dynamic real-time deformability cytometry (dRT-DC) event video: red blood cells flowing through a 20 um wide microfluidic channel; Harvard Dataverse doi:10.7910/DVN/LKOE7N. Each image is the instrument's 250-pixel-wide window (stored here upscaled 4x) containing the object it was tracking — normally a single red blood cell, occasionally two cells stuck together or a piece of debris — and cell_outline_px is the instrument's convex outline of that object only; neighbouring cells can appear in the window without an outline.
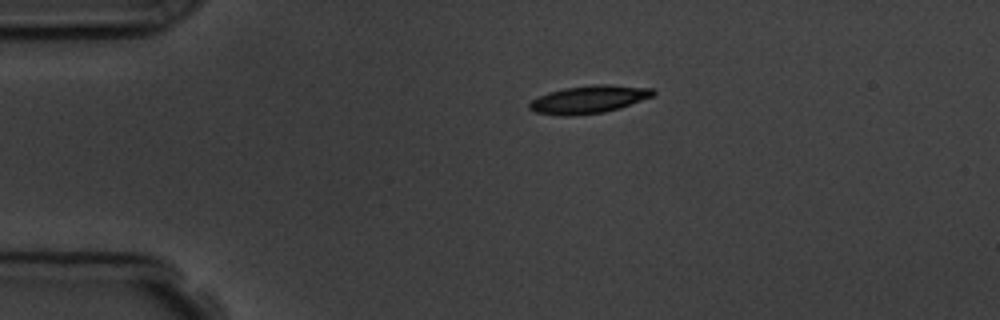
{"species": "common noctule bat (a hibernating species)", "species_latin": "Nyctalus noctula", "temperature_condition": "room temperature", "stored_images_in_passage": 4, "camera_frame_rate_fps": 3000, "um_per_image_px": 0.085, "animal": {"sex": "male", "body_mass_g": 19.5, "forearm_length_mm": 54.6}, "frame": {"image": 1, "passage_image": 1, "time_ms": 0.0, "image_size_px": [1000, 320], "cell_outline_px": [[656, 96], [620, 108], [604, 112], [572, 116], [560, 116], [532, 112], [528, 108], [528, 104], [532, 100], [548, 92], [564, 88], [592, 84], [608, 84], [652, 88], [656, 92]], "centroid_in_image_um": [50.06, 8.45], "position_along_channel_um": 34.9, "area_um2": 20.4}}
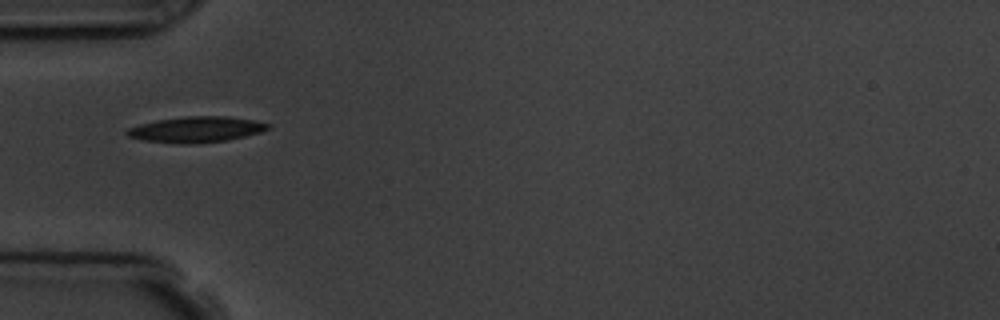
{"frame": {"image": 2, "passage_image": 2, "time_ms": 2.0, "image_size_px": [1000, 320], "cell_outline_px": [[272, 128], [260, 132], [228, 140], [188, 144], [184, 144], [144, 140], [128, 136], [124, 132], [128, 128], [140, 124], [156, 120], [184, 116], [228, 116], [252, 120], [272, 124]], "centroid_in_image_um": [16.7, 10.99], "position_along_channel_um": 68.3, "area_um2": 21.15}}